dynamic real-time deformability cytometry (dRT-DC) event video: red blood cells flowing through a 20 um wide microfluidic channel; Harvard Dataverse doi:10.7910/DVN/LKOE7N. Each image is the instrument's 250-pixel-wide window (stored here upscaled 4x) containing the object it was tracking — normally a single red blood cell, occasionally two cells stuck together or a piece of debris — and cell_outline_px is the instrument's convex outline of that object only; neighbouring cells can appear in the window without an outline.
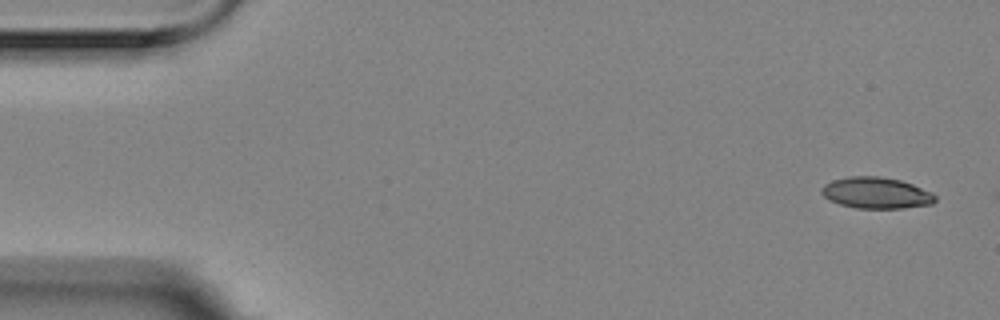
{"species": "Egyptian fruit bat (a non-hibernating species)", "species_latin": "Rousettus aegyptiacus", "temperature_condition": "room temperature", "stored_images_in_passage": 4, "camera_frame_rate_fps": 3000, "um_per_image_px": 0.085, "animal": {"sex": "female"}, "frame": {"image": 1, "passage_image": 1, "time_ms": 0.0, "image_size_px": [1000, 320], "cell_outline_px": [[936, 200], [932, 204], [904, 208], [856, 208], [840, 204], [828, 200], [820, 192], [820, 188], [824, 184], [832, 180], [848, 176], [880, 176], [900, 180], [912, 184], [932, 192], [936, 196]], "centroid_in_image_um": [74.46, 16.39], "position_along_channel_um": 10.5, "area_um2": 20.87}}
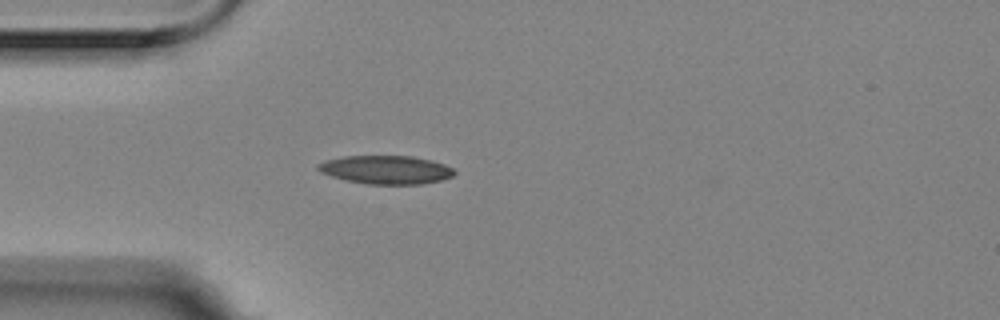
{"frame": {"image": 2, "passage_image": 4, "time_ms": 1.0, "image_size_px": [1000, 320], "cell_outline_px": [[456, 172], [452, 176], [440, 180], [420, 184], [368, 184], [344, 180], [320, 172], [316, 168], [316, 164], [328, 160], [344, 156], [412, 156], [432, 160], [444, 164], [452, 168]], "centroid_in_image_um": [32.79, 14.43], "position_along_channel_um": 52.2, "area_um2": 22.54}}